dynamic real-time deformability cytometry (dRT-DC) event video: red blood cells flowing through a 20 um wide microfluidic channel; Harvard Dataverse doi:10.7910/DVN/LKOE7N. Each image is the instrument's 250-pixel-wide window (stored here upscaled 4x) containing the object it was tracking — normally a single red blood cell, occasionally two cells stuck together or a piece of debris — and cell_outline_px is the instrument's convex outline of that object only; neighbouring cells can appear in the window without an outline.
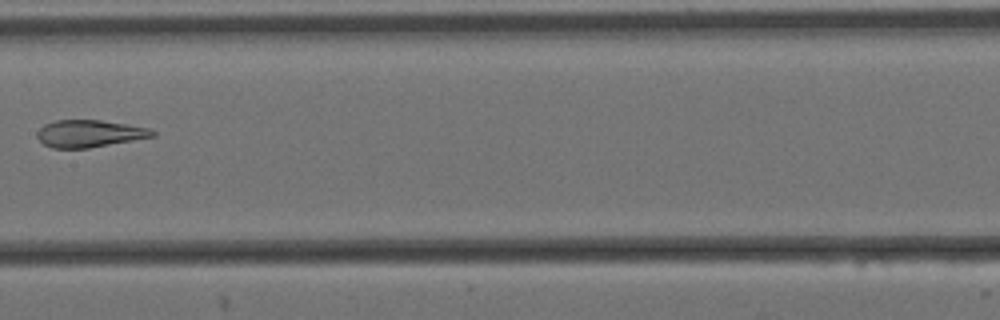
{"species": "Egyptian fruit bat (a non-hibernating species)", "species_latin": "Rousettus aegyptiacus", "temperature_condition": "cold", "stored_images_in_passage": 5, "camera_frame_rate_fps": 3000, "um_per_image_px": 0.085, "animal": {"sex": "female"}, "frame": {"image": 1, "passage_image": 5, "time_ms": 1.333, "image_size_px": [1000, 320], "cell_outline_px": [[156, 136], [88, 148], [52, 148], [44, 144], [36, 136], [36, 132], [44, 124], [56, 120], [100, 120], [148, 128], [156, 132]], "centroid_in_image_um": [7.57, 11.35], "position_along_channel_um": 199.8, "area_um2": 18.15}}